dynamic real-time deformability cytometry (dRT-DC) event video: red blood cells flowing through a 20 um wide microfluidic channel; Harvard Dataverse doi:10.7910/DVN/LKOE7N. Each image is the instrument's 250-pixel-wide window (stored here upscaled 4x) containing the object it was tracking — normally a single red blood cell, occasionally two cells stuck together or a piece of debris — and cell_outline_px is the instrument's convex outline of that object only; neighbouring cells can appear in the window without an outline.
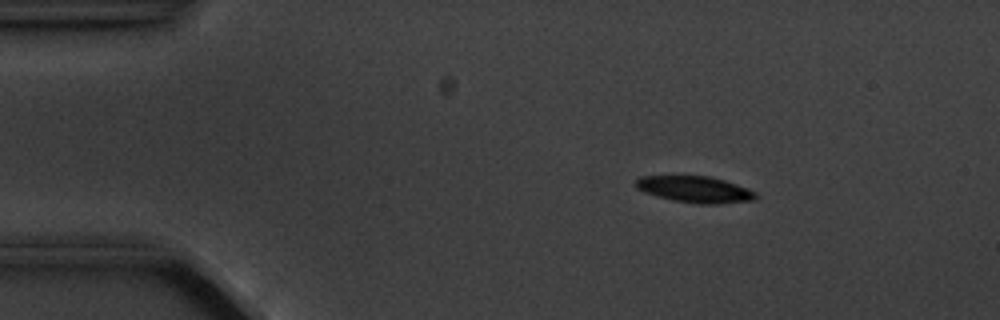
{"species": "common noctule bat (a hibernating species)", "species_latin": "Nyctalus noctula", "temperature_condition": "cold", "stored_images_in_passage": 5, "camera_frame_rate_fps": 3000, "um_per_image_px": 0.085, "animal": {"sex": "male", "body_mass_g": 20.1, "forearm_length_mm": 53.5}, "frame": {"image": 1, "passage_image": 3, "time_ms": 2.333, "image_size_px": [1000, 320], "cell_outline_px": [[756, 200], [720, 204], [696, 204], [672, 200], [644, 192], [636, 188], [636, 180], [640, 176], [708, 176], [724, 180], [748, 188], [756, 192]], "centroid_in_image_um": [59.09, 16.11], "position_along_channel_um": 25.9, "area_um2": 18.5}}